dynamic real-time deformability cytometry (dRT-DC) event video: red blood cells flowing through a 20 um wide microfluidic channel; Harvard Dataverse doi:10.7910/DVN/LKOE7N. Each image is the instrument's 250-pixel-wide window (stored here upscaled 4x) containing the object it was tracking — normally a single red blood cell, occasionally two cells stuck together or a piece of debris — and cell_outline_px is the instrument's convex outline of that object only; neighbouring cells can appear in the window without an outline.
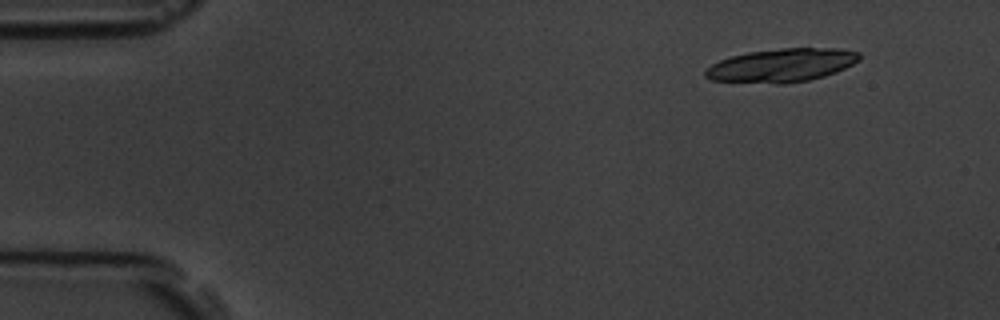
{"species": "common noctule bat (a hibernating species)", "species_latin": "Nyctalus noctula", "temperature_condition": "room temperature", "stored_images_in_passage": 5, "camera_frame_rate_fps": 3000, "um_per_image_px": 0.085, "animal": {"sex": "male", "body_mass_g": 19.5, "forearm_length_mm": 54.6}, "frame": {"image": 1, "passage_image": 2, "time_ms": 1.333, "image_size_px": [1000, 320], "cell_outline_px": [[860, 60], [836, 72], [824, 76], [808, 80], [784, 84], [776, 84], [712, 80], [704, 76], [704, 68], [720, 60], [732, 56], [748, 52], [780, 48], [840, 48], [860, 52]], "centroid_in_image_um": [66.44, 5.55], "position_along_channel_um": 18.6, "area_um2": 30.11}}